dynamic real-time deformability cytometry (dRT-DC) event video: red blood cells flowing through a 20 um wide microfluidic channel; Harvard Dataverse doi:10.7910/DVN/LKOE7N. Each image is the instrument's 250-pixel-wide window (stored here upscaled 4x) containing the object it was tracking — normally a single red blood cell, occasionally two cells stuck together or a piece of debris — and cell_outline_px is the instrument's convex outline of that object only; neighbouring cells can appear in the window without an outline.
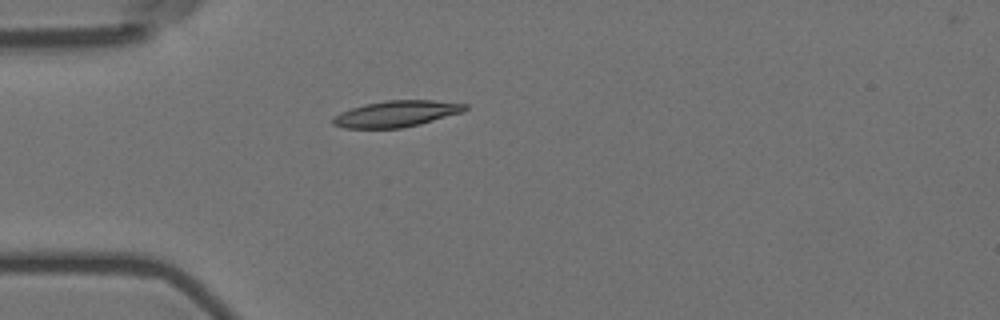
{"species": "Egyptian fruit bat (a non-hibernating species)", "species_latin": "Rousettus aegyptiacus", "temperature_condition": "room temperature", "stored_images_in_passage": 41, "camera_frame_rate_fps": 3000, "um_per_image_px": 0.085, "animal": {"sex": "female"}, "frame": {"image": 1, "passage_image": 1, "time_ms": 0.0, "image_size_px": [1000, 320], "cell_outline_px": [[468, 108], [464, 112], [420, 124], [400, 128], [344, 128], [332, 124], [332, 120], [340, 112], [364, 104], [388, 100], [432, 100], [468, 104]], "centroid_in_image_um": [33.73, 9.67], "position_along_channel_um": 51.3, "area_um2": 20.17}}
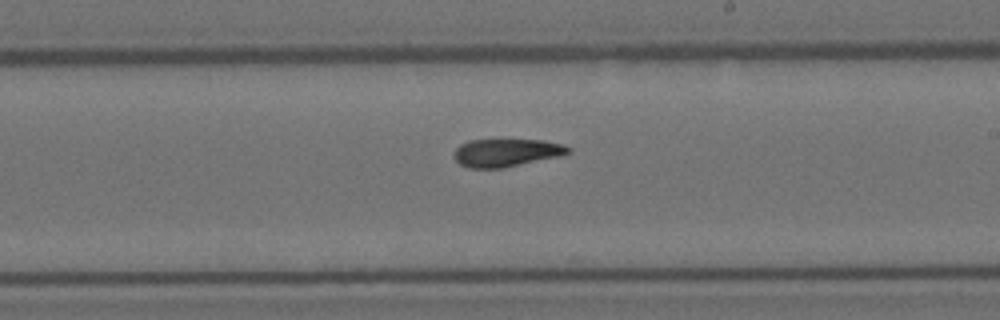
{"frame": {"image": 2, "passage_image": 18, "time_ms": 5.667, "image_size_px": [1000, 320], "cell_outline_px": [[572, 152], [560, 156], [504, 168], [468, 168], [460, 164], [452, 156], [456, 148], [460, 144], [468, 140], [544, 140], [564, 144], [572, 148]], "centroid_in_image_um": [43.06, 12.98], "position_along_channel_um": 245.9, "area_um2": 18.79}}
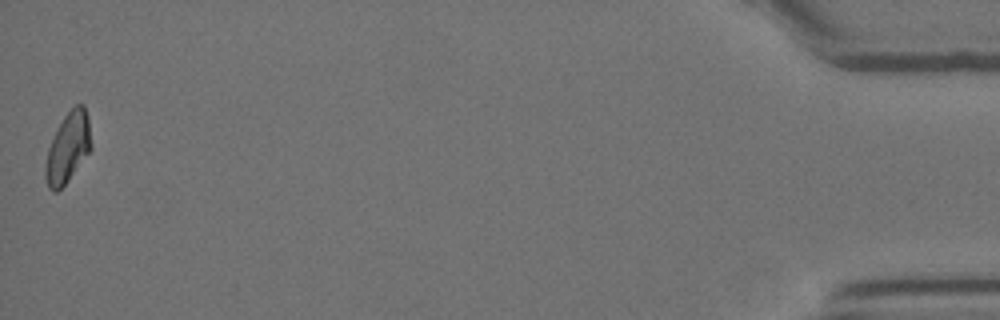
{"frame": {"image": 3, "passage_image": 41, "time_ms": 13.333, "image_size_px": [1000, 320], "cell_outline_px": [[92, 148], [68, 180], [56, 192], [52, 192], [48, 188], [44, 176], [44, 168], [48, 148], [64, 116], [76, 104], [84, 104], [88, 116], [92, 144]], "centroid_in_image_um": [5.77, 12.56], "position_along_channel_um": 429.4, "area_um2": 18.55}, "authors_computed_cell_mechanics": {"area_um2": 19.1318, "velocity_mm_per_s": 3.6224, "shape_relaxation_time_tau1_ms": 5.6735, "shape_relaxation_time_tau2_ms": 4.104, "deformation_change_tau1": 0.1726, "deformation_change_tau2": 0.1149}}